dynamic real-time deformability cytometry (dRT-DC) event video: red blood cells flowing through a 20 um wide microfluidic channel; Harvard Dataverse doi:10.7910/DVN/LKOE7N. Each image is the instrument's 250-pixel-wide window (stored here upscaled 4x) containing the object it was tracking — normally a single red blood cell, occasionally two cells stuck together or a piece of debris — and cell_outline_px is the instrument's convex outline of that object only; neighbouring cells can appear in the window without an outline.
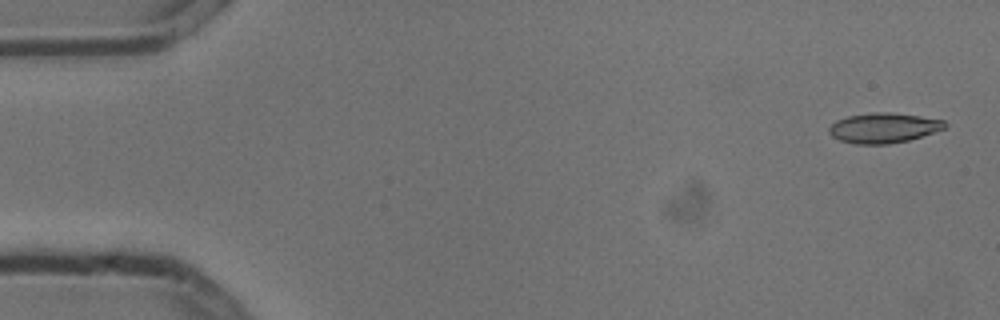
{"species": "common noctule bat (a hibernating species)", "species_latin": "Nyctalus noctula", "temperature_condition": "cold", "stored_images_in_passage": 5, "camera_frame_rate_fps": 3000, "um_per_image_px": 0.085, "animal": {"sex": "male", "body_mass_g": 13.3}, "frame": {"image": 1, "passage_image": 1, "time_ms": 0.0, "image_size_px": [1000, 320], "cell_outline_px": [[948, 124], [944, 128], [908, 140], [888, 144], [856, 144], [840, 140], [832, 136], [828, 132], [828, 128], [836, 120], [848, 116], [872, 112], [888, 112], [920, 116], [944, 120]], "centroid_in_image_um": [75.07, 10.86], "position_along_channel_um": 9.9, "area_um2": 20.11}}
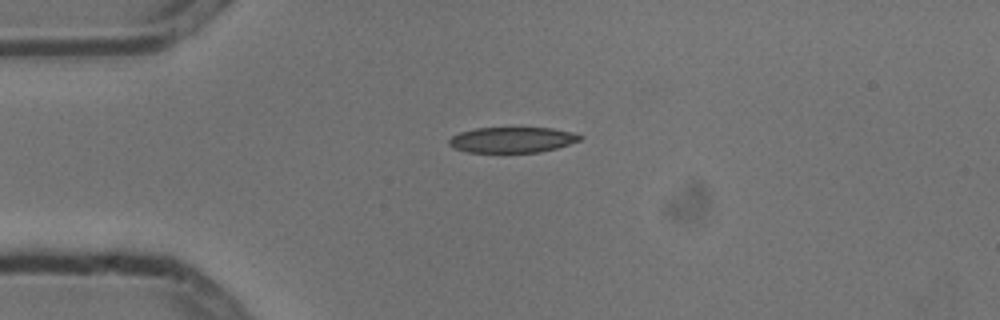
{"frame": {"image": 2, "passage_image": 4, "time_ms": 1.0, "image_size_px": [1000, 320], "cell_outline_px": [[584, 136], [580, 140], [556, 148], [540, 152], [468, 152], [452, 148], [448, 144], [448, 140], [452, 136], [460, 132], [476, 128], [552, 128], [576, 132]], "centroid_in_image_um": [43.54, 11.88], "position_along_channel_um": 41.5, "area_um2": 19.59}}